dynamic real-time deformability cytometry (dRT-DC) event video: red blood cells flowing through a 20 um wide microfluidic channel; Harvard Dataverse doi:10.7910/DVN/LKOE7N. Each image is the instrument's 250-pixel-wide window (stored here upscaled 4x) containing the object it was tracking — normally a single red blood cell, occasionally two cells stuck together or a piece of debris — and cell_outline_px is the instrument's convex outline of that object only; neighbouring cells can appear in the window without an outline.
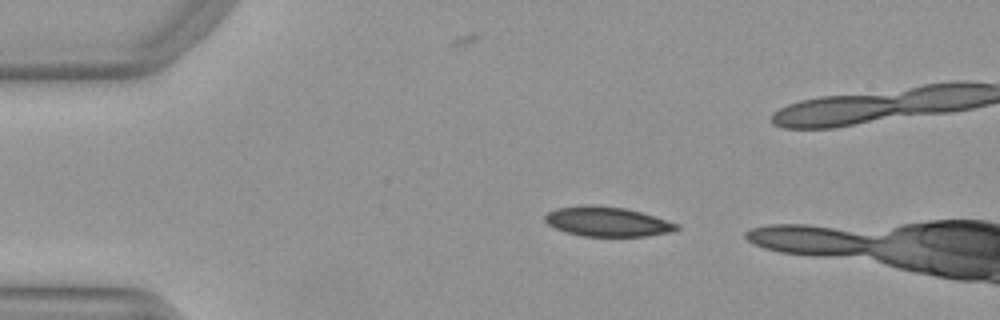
{"species": "Egyptian fruit bat (a non-hibernating species)", "species_latin": "Rousettus aegyptiacus", "temperature_condition": "warm", "stored_images_in_passage": 9, "camera_frame_rate_fps": 3000, "um_per_image_px": 0.085, "animal": {"sex": "female"}, "frame": {"image": 1, "passage_image": 3, "time_ms": 0.667, "image_size_px": [1000, 320], "cell_outline_px": [[680, 228], [672, 232], [648, 236], [584, 236], [568, 232], [556, 228], [548, 224], [544, 220], [544, 216], [548, 212], [556, 208], [584, 204], [592, 204], [628, 208], [680, 224]], "centroid_in_image_um": [51.64, 18.82], "position_along_channel_um": 33.4, "area_um2": 22.95}}